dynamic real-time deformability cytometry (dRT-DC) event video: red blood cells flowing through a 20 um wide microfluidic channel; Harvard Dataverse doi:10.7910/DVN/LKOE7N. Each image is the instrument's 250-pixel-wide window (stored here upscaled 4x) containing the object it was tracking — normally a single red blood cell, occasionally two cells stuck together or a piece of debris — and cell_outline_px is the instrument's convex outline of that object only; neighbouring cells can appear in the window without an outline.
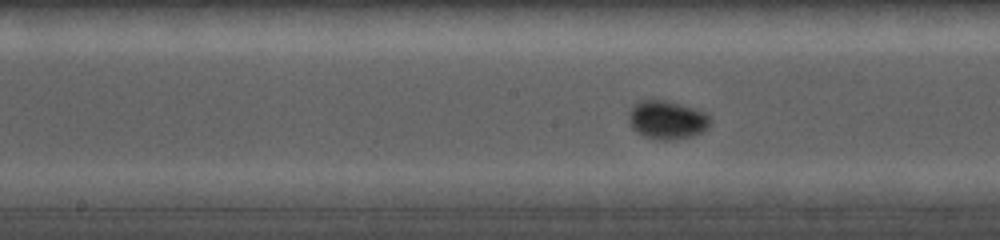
{"species": "common noctule bat (a hibernating species)", "species_latin": "Nyctalus noctula", "temperature_condition": "cold", "stored_images_in_passage": 29, "camera_frame_rate_fps": 5000, "um_per_image_px": 0.085, "animal": {"sex": "female", "body_mass_g": 19.0, "forearm_length_mm": 56.7}, "frame": {"image": 1, "passage_image": 21, "time_ms": 4.4, "image_size_px": [1000, 240], "cell_outline_px": [[712, 120], [708, 128], [692, 136], [672, 140], [660, 140], [644, 136], [636, 132], [632, 128], [628, 120], [628, 116], [636, 100], [664, 100], [680, 104], [704, 112]], "centroid_in_image_um": [56.67, 10.19], "position_along_channel_um": 191.5, "area_um2": 18.26}}